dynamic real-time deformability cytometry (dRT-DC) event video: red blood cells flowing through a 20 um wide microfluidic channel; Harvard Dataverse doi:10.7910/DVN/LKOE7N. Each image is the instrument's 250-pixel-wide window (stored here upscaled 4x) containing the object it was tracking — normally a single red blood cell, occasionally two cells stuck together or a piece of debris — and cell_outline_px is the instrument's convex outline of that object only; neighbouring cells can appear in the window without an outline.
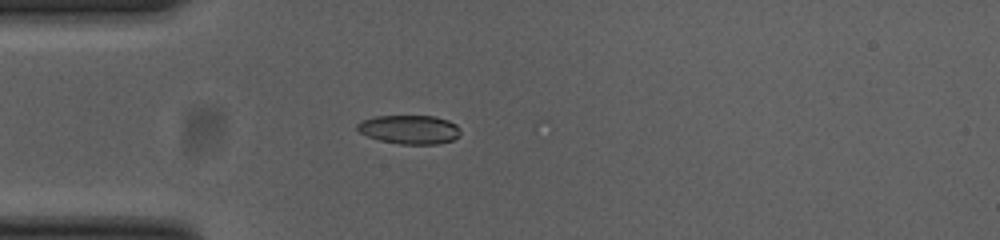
{"species": "common noctule bat (a hibernating species)", "species_latin": "Nyctalus noctula", "temperature_condition": "cold", "stored_images_in_passage": 41, "camera_frame_rate_fps": 3000, "um_per_image_px": 0.085, "animal": {"sex": "female", "body_mass_g": 23.0, "forearm_length_mm": 53.4}, "frame": {"image": 1, "passage_image": 1, "time_ms": 0.0, "image_size_px": [1000, 240], "cell_outline_px": [[460, 132], [452, 140], [436, 144], [400, 144], [380, 140], [368, 136], [360, 132], [356, 128], [356, 124], [360, 120], [376, 116], [436, 116], [448, 120], [456, 124], [460, 128]], "centroid_in_image_um": [34.78, 10.99], "position_along_channel_um": 50.2, "area_um2": 17.34}}
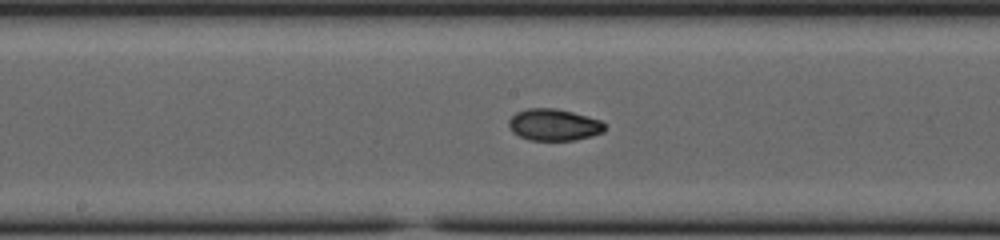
{"frame": {"image": 2, "passage_image": 14, "time_ms": 4.333, "image_size_px": [1000, 240], "cell_outline_px": [[604, 132], [592, 136], [576, 140], [528, 140], [512, 132], [508, 124], [508, 120], [516, 112], [528, 108], [556, 108], [572, 112], [600, 120], [604, 124]], "centroid_in_image_um": [47.06, 10.61], "position_along_channel_um": 201.1, "area_um2": 17.74}}
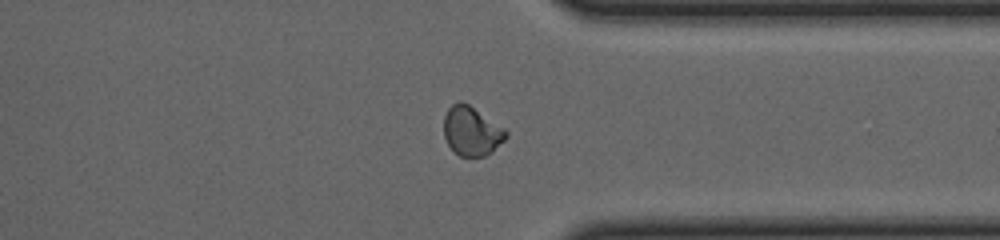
{"frame": {"image": 3, "passage_image": 28, "time_ms": 9.0, "image_size_px": [1000, 240], "cell_outline_px": [[508, 136], [492, 152], [484, 156], [460, 156], [448, 144], [444, 136], [444, 116], [448, 108], [452, 104], [460, 100], [468, 104], [504, 128], [508, 132]], "centroid_in_image_um": [40.08, 11.13], "position_along_channel_um": 371.3, "area_um2": 17.63}, "authors_computed_cell_mechanics": {"area_um2": 17.629, "velocity_mm_per_s": 3.7103, "shape_relaxation_time_tau1_ms": 10.2377, "shape_relaxation_time_tau2_ms": 3.0113, "deformation_change_tau1": 0.2251, "deformation_change_tau2": 0.0503}}